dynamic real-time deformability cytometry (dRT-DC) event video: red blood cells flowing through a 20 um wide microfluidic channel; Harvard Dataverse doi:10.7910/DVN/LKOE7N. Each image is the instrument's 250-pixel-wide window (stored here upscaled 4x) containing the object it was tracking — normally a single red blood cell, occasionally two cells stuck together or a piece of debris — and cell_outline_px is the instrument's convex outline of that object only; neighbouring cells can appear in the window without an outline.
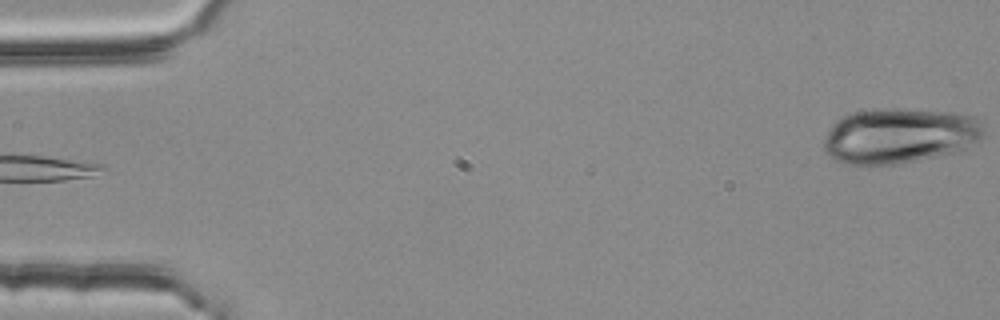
{"species": "common noctule bat (a hibernating species)", "species_latin": "Nyctalus noctula", "temperature_condition": "room temperature", "stored_images_in_passage": 4, "camera_frame_rate_fps": 3000, "um_per_image_px": 0.085, "animal": {"sex": "female", "body_mass_g": 25.1}, "frame": {"image": 1, "passage_image": 4, "time_ms": 1.0, "image_size_px": [1000, 320], "cell_outline_px": [[984, 136], [980, 140], [964, 148], [952, 152], [916, 160], [896, 164], [848, 164], [836, 160], [824, 152], [824, 140], [832, 124], [836, 120], [852, 112], [880, 108], [896, 108], [952, 112], [972, 116], [980, 120], [984, 128]], "centroid_in_image_um": [76.45, 11.51], "position_along_channel_um": 8.5, "area_um2": 51.38}}